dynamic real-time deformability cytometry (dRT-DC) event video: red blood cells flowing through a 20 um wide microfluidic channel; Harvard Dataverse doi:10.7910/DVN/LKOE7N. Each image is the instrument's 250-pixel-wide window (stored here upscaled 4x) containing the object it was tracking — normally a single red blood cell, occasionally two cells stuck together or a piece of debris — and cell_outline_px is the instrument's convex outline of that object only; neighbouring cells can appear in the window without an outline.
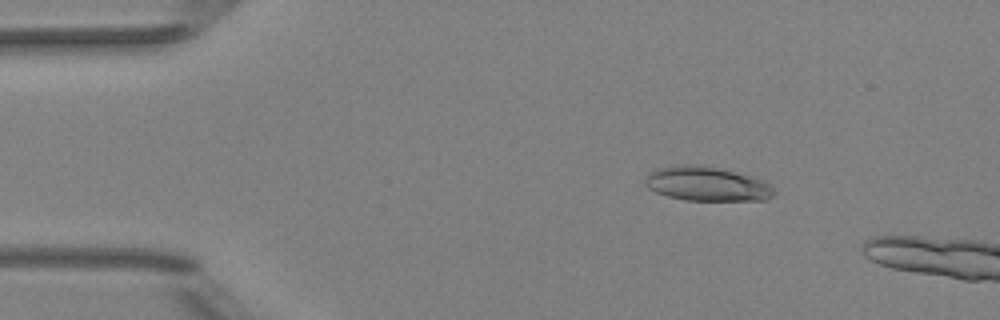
{"species": "Egyptian fruit bat (a non-hibernating species)", "species_latin": "Rousettus aegyptiacus", "temperature_condition": "room temperature", "stored_images_in_passage": 5, "camera_frame_rate_fps": 3000, "um_per_image_px": 0.085, "animal": {"sex": "female"}, "frame": {"image": 1, "passage_image": 3, "time_ms": 2.333, "image_size_px": [1000, 320], "cell_outline_px": [[776, 192], [772, 196], [764, 200], [684, 200], [668, 196], [656, 192], [648, 188], [644, 184], [644, 180], [648, 172], [656, 168], [676, 164], [700, 164], [720, 168], [736, 172], [764, 180]], "centroid_in_image_um": [60.03, 15.61], "position_along_channel_um": 25.0, "area_um2": 26.01}}